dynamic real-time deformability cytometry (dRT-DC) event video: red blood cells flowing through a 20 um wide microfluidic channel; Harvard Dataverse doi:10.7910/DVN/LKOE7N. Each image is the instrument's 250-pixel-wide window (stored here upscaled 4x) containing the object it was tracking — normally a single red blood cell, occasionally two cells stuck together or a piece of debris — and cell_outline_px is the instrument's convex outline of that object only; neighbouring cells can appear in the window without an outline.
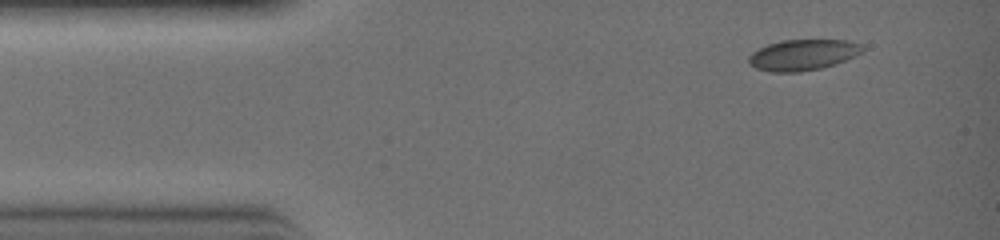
{"species": "common noctule bat (a hibernating species)", "species_latin": "Nyctalus noctula", "temperature_condition": "warm", "stored_images_in_passage": 7, "camera_frame_rate_fps": 3000, "um_per_image_px": 0.085, "animal": {"sex": "female", "body_mass_g": 19.0, "forearm_length_mm": 51.5}, "frame": {"image": 1, "passage_image": 1, "time_ms": 0.0, "image_size_px": [1000, 240], "cell_outline_px": [[864, 48], [860, 52], [844, 60], [820, 68], [800, 72], [772, 72], [756, 68], [748, 64], [748, 56], [752, 52], [768, 44], [784, 40], [848, 40], [860, 44]], "centroid_in_image_um": [68.18, 4.66], "position_along_channel_um": 16.8, "area_um2": 20.17}}
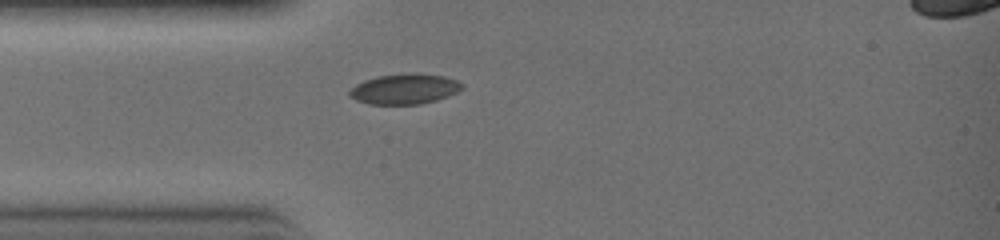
{"frame": {"image": 2, "passage_image": 4, "time_ms": 1.0, "image_size_px": [1000, 240], "cell_outline_px": [[464, 88], [456, 92], [436, 100], [420, 104], [368, 104], [356, 100], [348, 96], [348, 92], [356, 84], [364, 80], [376, 76], [408, 72], [416, 72], [444, 76], [456, 80], [464, 84]], "centroid_in_image_um": [34.37, 7.54], "position_along_channel_um": 50.6, "area_um2": 20.11}}
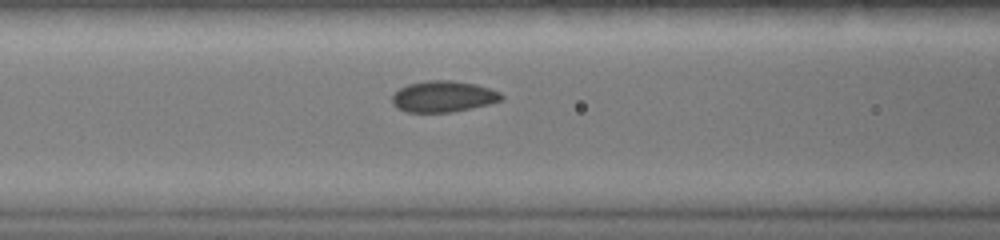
{"frame": {"image": 3, "passage_image": 7, "time_ms": 2.0, "image_size_px": [1000, 240], "cell_outline_px": [[504, 96], [500, 100], [488, 104], [452, 112], [404, 112], [396, 108], [392, 104], [392, 96], [400, 88], [408, 84], [428, 80], [452, 80], [476, 84], [500, 92]], "centroid_in_image_um": [37.64, 8.2], "position_along_channel_um": 129.0, "area_um2": 19.83}}